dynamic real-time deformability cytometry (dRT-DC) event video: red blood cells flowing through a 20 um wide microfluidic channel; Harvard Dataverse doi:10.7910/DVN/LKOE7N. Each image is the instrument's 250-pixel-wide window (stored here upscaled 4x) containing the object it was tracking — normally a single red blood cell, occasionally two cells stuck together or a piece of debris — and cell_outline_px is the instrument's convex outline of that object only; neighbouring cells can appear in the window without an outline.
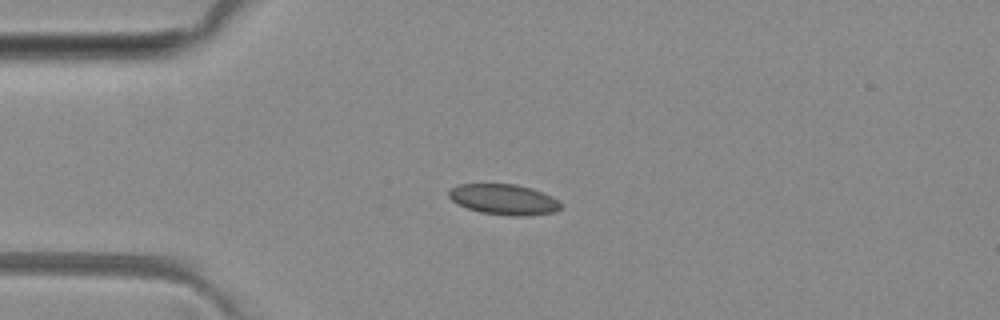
{"species": "common noctule bat (a hibernating species)", "species_latin": "Nyctalus noctula", "temperature_condition": "room temperature", "stored_images_in_passage": 4, "camera_frame_rate_fps": 3000, "um_per_image_px": 0.085, "animal": {"sex": "female", "body_mass_g": 29.2, "forearm_length_mm": 56.3}, "frame": {"image": 1, "passage_image": 2, "time_ms": 3.667, "image_size_px": [1000, 320], "cell_outline_px": [[560, 208], [552, 212], [528, 216], [508, 216], [480, 212], [468, 208], [452, 200], [448, 196], [448, 192], [452, 188], [460, 184], [516, 184], [532, 188], [544, 192], [552, 196], [560, 204]], "centroid_in_image_um": [42.83, 16.95], "position_along_channel_um": 42.2, "area_um2": 19.83}}
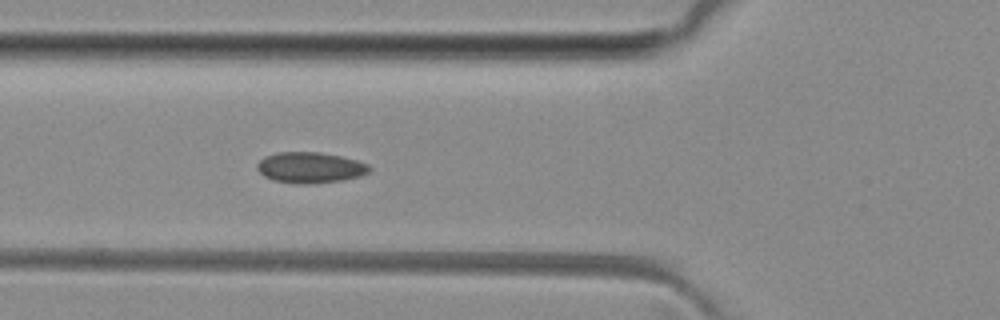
{"frame": {"image": 2, "passage_image": 4, "time_ms": 5.667, "image_size_px": [1000, 320], "cell_outline_px": [[372, 168], [368, 172], [360, 176], [340, 180], [312, 184], [296, 184], [272, 180], [264, 176], [256, 168], [256, 164], [264, 156], [276, 152], [320, 152], [340, 156], [356, 160], [368, 164]], "centroid_in_image_um": [26.33, 14.24], "position_along_channel_um": 99.5, "area_um2": 20.29}}